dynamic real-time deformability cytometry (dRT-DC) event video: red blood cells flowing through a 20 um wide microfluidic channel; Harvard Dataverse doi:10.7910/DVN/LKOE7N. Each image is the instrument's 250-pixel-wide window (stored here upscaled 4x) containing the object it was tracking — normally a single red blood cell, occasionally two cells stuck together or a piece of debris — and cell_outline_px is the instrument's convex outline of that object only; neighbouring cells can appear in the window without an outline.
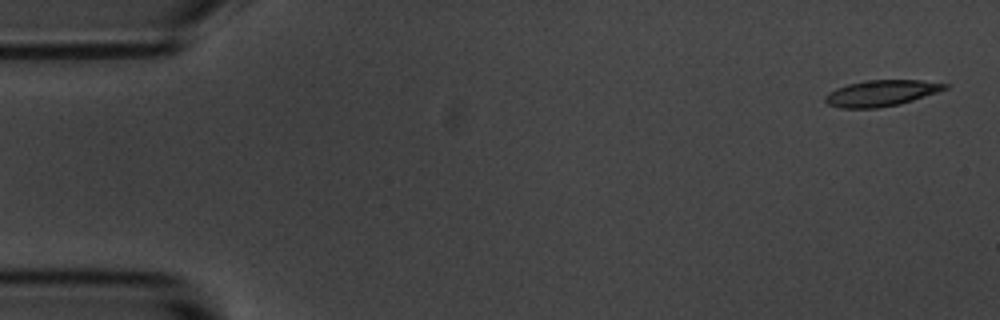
{"species": "common noctule bat (a hibernating species)", "species_latin": "Nyctalus noctula", "temperature_condition": "room temperature", "stored_images_in_passage": 5, "camera_frame_rate_fps": 3000, "um_per_image_px": 0.085, "animal": {"sex": "male", "body_mass_g": 20.1, "forearm_length_mm": 53.5}, "frame": {"image": 1, "passage_image": 1, "time_ms": 0.0, "image_size_px": [1000, 320], "cell_outline_px": [[948, 88], [900, 104], [876, 108], [840, 108], [828, 104], [824, 100], [824, 96], [828, 92], [836, 88], [848, 84], [864, 80], [920, 80], [948, 84]], "centroid_in_image_um": [74.85, 7.91], "position_along_channel_um": 10.1, "area_um2": 18.09}}